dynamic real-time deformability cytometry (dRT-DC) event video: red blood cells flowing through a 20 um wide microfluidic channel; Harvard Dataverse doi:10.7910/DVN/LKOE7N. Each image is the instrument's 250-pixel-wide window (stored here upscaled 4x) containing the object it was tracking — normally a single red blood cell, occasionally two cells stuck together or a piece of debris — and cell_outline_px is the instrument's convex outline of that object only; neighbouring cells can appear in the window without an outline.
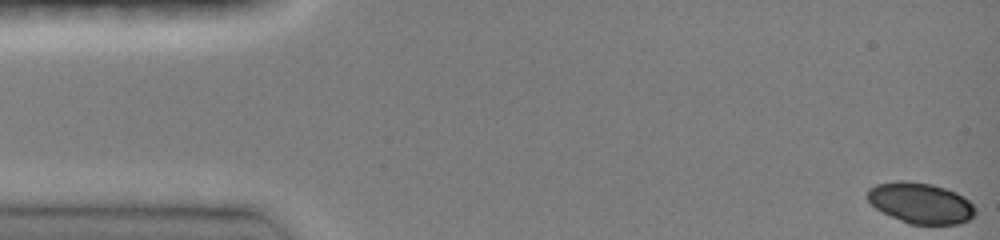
{"species": "common noctule bat (a hibernating species)", "species_latin": "Nyctalus noctula", "temperature_condition": "room temperature", "stored_images_in_passage": 17, "camera_frame_rate_fps": 3000, "um_per_image_px": 0.085, "animal": {"sex": "female", "body_mass_g": 19.0, "forearm_length_mm": 51.5}, "frame": {"image": 1, "passage_image": 1, "time_ms": 0.0, "image_size_px": [1000, 240], "cell_outline_px": [[976, 212], [968, 220], [960, 224], [908, 224], [876, 208], [868, 200], [868, 188], [876, 184], [896, 180], [904, 180], [932, 184], [956, 192], [968, 200], [976, 208]], "centroid_in_image_um": [78.25, 17.25], "position_along_channel_um": 6.7, "area_um2": 25.55}}
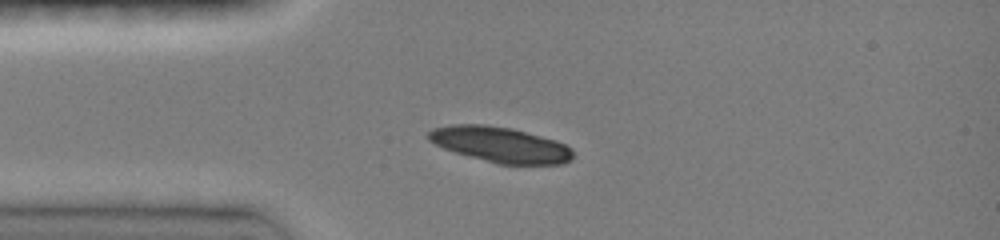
{"frame": {"image": 2, "passage_image": 10, "time_ms": 3.667, "image_size_px": [1000, 240], "cell_outline_px": [[572, 160], [564, 164], [496, 164], [456, 152], [444, 148], [428, 140], [428, 132], [432, 128], [452, 124], [484, 124], [512, 128], [556, 140], [572, 148]], "centroid_in_image_um": [42.54, 12.29], "position_along_channel_um": 42.5, "area_um2": 29.88}}